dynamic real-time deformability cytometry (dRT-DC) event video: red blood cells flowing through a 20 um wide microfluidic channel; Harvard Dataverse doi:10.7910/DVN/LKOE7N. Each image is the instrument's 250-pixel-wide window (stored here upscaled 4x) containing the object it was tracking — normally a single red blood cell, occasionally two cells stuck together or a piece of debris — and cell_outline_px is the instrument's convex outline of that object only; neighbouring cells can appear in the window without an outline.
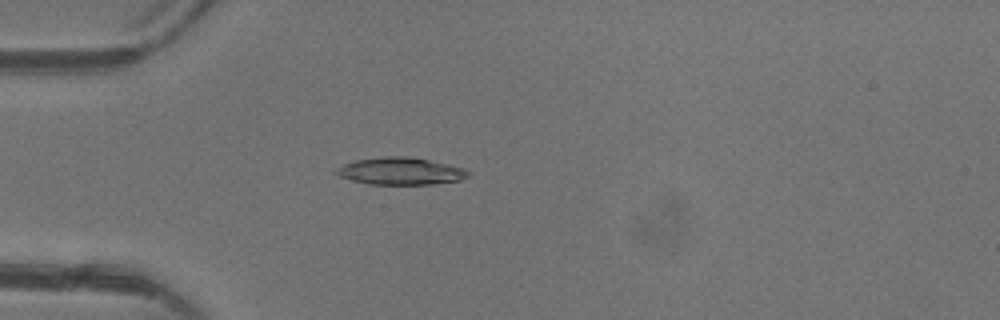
{"species": "common noctule bat (a hibernating species)", "species_latin": "Nyctalus noctula", "temperature_condition": "warm", "stored_images_in_passage": 4, "camera_frame_rate_fps": 3000, "um_per_image_px": 0.085, "animal": {"sex": "female"}, "frame": {"image": 1, "passage_image": 4, "time_ms": 3.667, "image_size_px": [1000, 320], "cell_outline_px": [[472, 172], [468, 176], [460, 180], [432, 184], [368, 184], [352, 180], [340, 176], [332, 172], [344, 164], [356, 160], [380, 156], [404, 156], [428, 160], [464, 168]], "centroid_in_image_um": [34.04, 14.54], "position_along_channel_um": 51.0, "area_um2": 20.81}}